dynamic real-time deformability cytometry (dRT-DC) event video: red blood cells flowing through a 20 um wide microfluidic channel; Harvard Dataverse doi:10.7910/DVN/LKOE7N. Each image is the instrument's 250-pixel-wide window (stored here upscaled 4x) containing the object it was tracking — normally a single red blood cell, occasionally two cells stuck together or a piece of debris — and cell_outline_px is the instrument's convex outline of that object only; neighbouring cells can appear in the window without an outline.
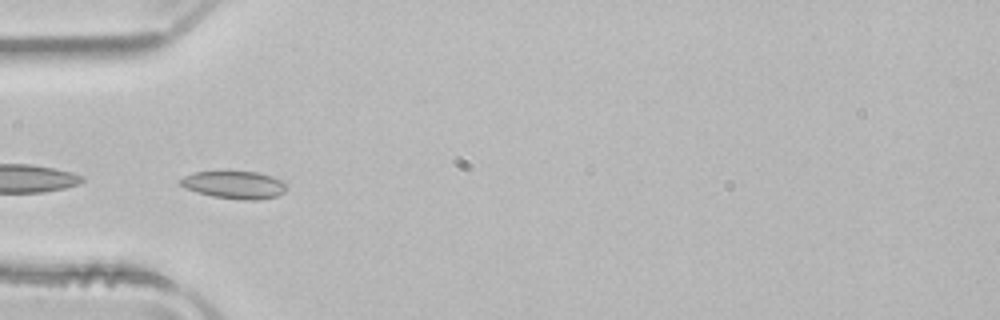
{"species": "common noctule bat (a hibernating species)", "species_latin": "Nyctalus noctula", "temperature_condition": "room temperature", "stored_images_in_passage": 10, "camera_frame_rate_fps": 3000, "um_per_image_px": 0.085, "animal": {"sex": "male", "body_mass_g": 21.5, "forearm_length_mm": 52.0}, "frame": {"image": 1, "passage_image": 7, "time_ms": 2.0, "image_size_px": [1000, 320], "cell_outline_px": [[288, 188], [284, 192], [276, 196], [256, 200], [244, 200], [212, 196], [196, 192], [184, 188], [180, 184], [180, 180], [184, 176], [192, 172], [256, 172], [272, 176], [288, 184]], "centroid_in_image_um": [19.93, 15.72], "position_along_channel_um": 65.1, "area_um2": 17.05}}